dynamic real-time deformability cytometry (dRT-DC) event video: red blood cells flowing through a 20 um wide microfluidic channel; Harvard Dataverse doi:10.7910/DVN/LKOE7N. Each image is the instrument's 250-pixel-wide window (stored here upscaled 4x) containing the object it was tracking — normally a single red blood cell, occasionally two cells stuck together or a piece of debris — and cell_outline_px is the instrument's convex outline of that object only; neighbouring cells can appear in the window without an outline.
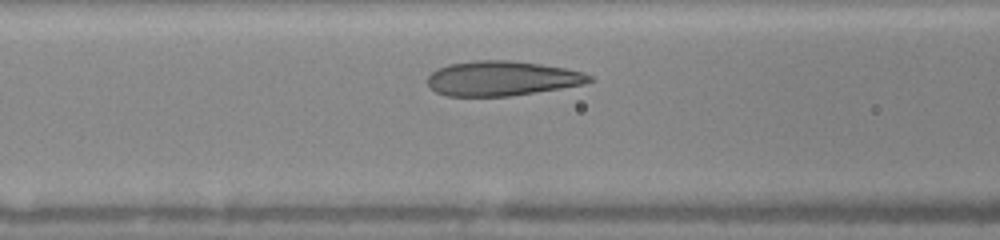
{"species": "human", "species_latin": "Homo sapiens", "temperature_condition": "warm", "stored_images_in_passage": 28, "camera_frame_rate_fps": 3000, "um_per_image_px": 0.085, "donor": {"sex": "female"}, "frame": {"image": 1, "passage_image": 9, "time_ms": 2.333, "image_size_px": [1000, 240], "cell_outline_px": [[596, 80], [584, 84], [536, 92], [508, 96], [448, 96], [436, 92], [428, 88], [428, 76], [432, 72], [448, 64], [472, 60], [512, 60], [540, 64], [564, 68], [584, 72], [592, 76]], "centroid_in_image_um": [42.67, 6.66], "position_along_channel_um": 123.9, "area_um2": 32.89}}
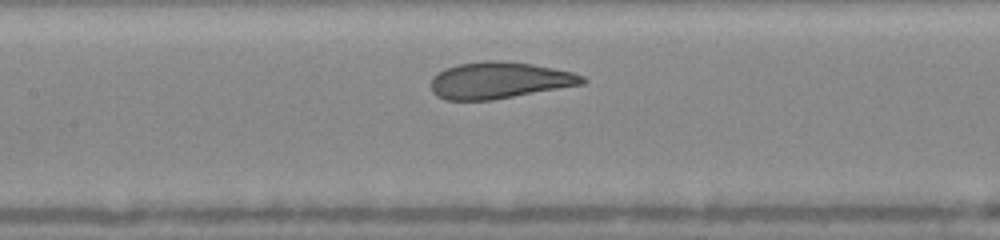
{"frame": {"image": 2, "passage_image": 13, "time_ms": 3.333, "image_size_px": [1000, 240], "cell_outline_px": [[588, 80], [584, 84], [492, 100], [444, 100], [436, 96], [432, 92], [432, 76], [444, 68], [456, 64], [484, 60], [500, 60], [532, 64], [572, 72], [584, 76]], "centroid_in_image_um": [42.42, 6.82], "position_along_channel_um": 165.0, "area_um2": 32.48}}
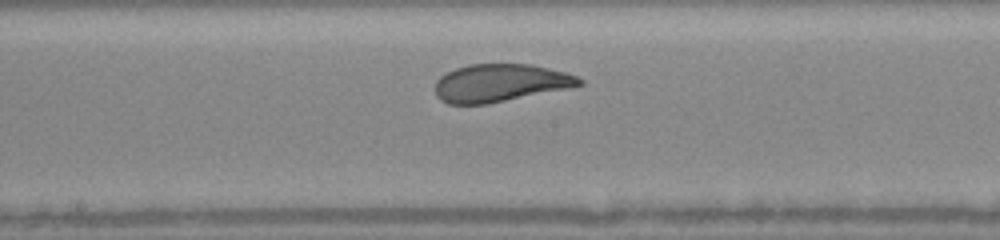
{"frame": {"image": 3, "passage_image": 16, "time_ms": 4.333, "image_size_px": [1000, 240], "cell_outline_px": [[584, 84], [568, 88], [488, 104], [448, 104], [440, 100], [436, 96], [436, 80], [440, 76], [456, 68], [468, 64], [532, 64], [564, 72], [576, 76], [584, 80]], "centroid_in_image_um": [42.5, 7.05], "position_along_channel_um": 205.7, "area_um2": 31.67}}